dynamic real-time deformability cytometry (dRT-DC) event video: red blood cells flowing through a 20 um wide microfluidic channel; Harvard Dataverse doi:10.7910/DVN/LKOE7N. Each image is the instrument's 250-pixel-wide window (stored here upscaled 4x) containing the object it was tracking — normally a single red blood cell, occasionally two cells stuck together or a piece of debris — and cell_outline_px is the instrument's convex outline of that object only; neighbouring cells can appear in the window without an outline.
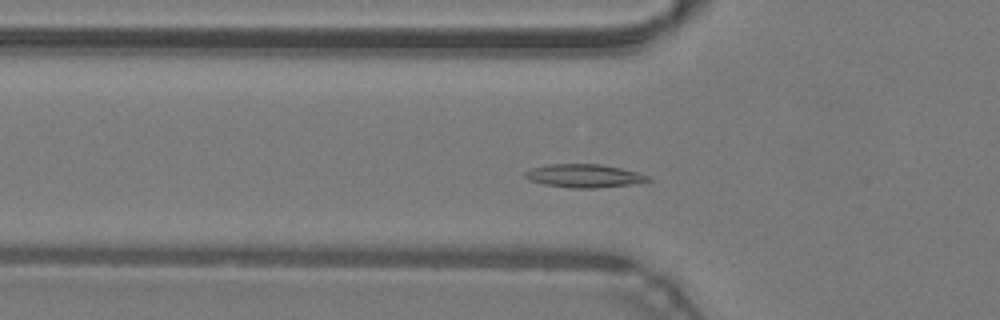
{"species": "common noctule bat (a hibernating species)", "species_latin": "Nyctalus noctula", "temperature_condition": "warm", "stored_images_in_passage": 11, "camera_frame_rate_fps": 3000, "um_per_image_px": 0.085, "animal": {"sex": "male", "body_mass_g": 19.2, "forearm_length_mm": 51.8}, "frame": {"image": 1, "passage_image": 11, "time_ms": 3.333, "image_size_px": [1000, 320], "cell_outline_px": [[652, 180], [632, 184], [596, 188], [572, 188], [544, 184], [528, 180], [524, 176], [524, 172], [532, 168], [552, 164], [600, 164], [620, 168], [636, 172], [648, 176]], "centroid_in_image_um": [49.63, 14.95], "position_along_channel_um": 76.2, "area_um2": 16.53}}